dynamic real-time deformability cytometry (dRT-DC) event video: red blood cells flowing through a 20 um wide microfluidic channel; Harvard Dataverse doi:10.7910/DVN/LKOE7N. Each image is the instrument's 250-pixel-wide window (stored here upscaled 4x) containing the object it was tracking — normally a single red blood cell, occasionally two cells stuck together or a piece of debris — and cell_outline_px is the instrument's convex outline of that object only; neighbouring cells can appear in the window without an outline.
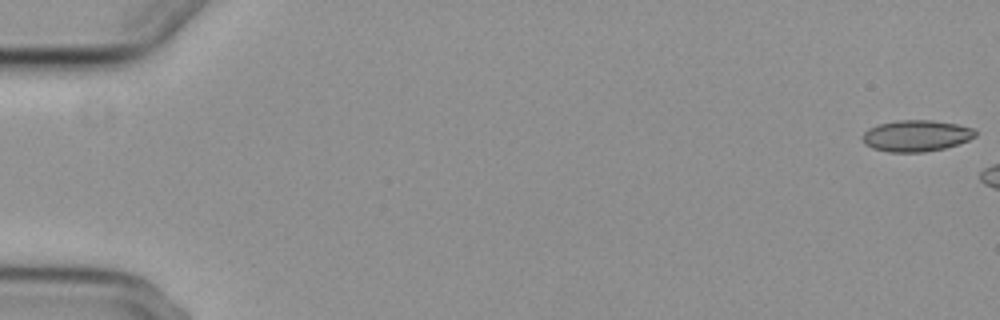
{"species": "common noctule bat (a hibernating species)", "species_latin": "Nyctalus noctula", "temperature_condition": "cold", "stored_images_in_passage": 7, "camera_frame_rate_fps": 3000, "um_per_image_px": 0.085, "animal": {"sex": "female", "body_mass_g": 29.2, "forearm_length_mm": 56.3}, "frame": {"image": 1, "passage_image": 1, "time_ms": 0.0, "image_size_px": [1000, 320], "cell_outline_px": [[976, 136], [968, 140], [944, 148], [924, 152], [888, 152], [872, 148], [864, 144], [864, 132], [868, 128], [880, 124], [896, 120], [932, 120], [956, 124], [972, 128], [976, 132]], "centroid_in_image_um": [77.87, 11.54], "position_along_channel_um": 7.1, "area_um2": 20.46}}